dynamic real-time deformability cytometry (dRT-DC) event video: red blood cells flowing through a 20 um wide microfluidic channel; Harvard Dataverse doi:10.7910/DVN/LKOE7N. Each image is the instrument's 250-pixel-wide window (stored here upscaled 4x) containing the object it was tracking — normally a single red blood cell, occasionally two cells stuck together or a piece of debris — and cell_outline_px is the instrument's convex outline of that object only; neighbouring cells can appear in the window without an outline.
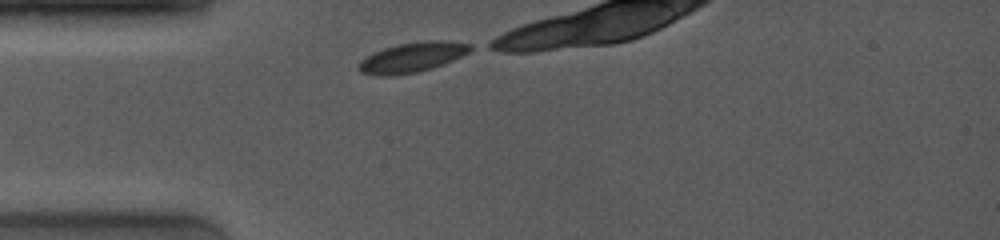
{"species": "common noctule bat (a hibernating species)", "species_latin": "Nyctalus noctula", "temperature_condition": "room temperature", "stored_images_in_passage": 6, "camera_frame_rate_fps": 4000, "um_per_image_px": 0.085, "animal": {"sex": "female", "body_mass_g": 19.0, "forearm_length_mm": 53.3}, "frame": {"image": 1, "passage_image": 1, "time_ms": 0.0, "image_size_px": [1000, 240], "cell_outline_px": [[476, 48], [444, 64], [432, 68], [416, 72], [392, 76], [372, 76], [360, 72], [356, 68], [360, 60], [384, 48], [396, 44], [436, 40], [440, 40], [472, 44]], "centroid_in_image_um": [35.01, 4.89], "position_along_channel_um": 50.0, "area_um2": 19.48}}